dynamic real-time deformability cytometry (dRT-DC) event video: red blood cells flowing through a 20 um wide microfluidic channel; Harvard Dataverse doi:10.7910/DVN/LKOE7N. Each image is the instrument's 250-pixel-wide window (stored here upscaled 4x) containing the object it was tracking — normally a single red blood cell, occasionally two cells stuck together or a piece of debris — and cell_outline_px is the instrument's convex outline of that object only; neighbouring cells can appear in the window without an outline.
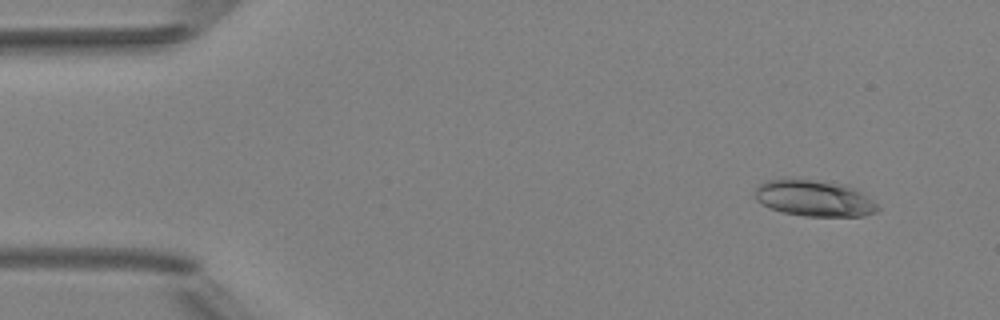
{"species": "Egyptian fruit bat (a non-hibernating species)", "species_latin": "Rousettus aegyptiacus", "temperature_condition": "room temperature", "stored_images_in_passage": 4, "camera_frame_rate_fps": 3000, "um_per_image_px": 0.085, "animal": {"sex": "female"}, "frame": {"image": 1, "passage_image": 1, "time_ms": 0.0, "image_size_px": [1000, 320], "cell_outline_px": [[880, 208], [876, 212], [864, 216], [804, 216], [784, 212], [772, 208], [756, 200], [752, 196], [756, 188], [760, 184], [768, 180], [812, 180], [848, 184], [856, 188], [872, 200]], "centroid_in_image_um": [69.24, 16.86], "position_along_channel_um": 15.8, "area_um2": 25.72}}
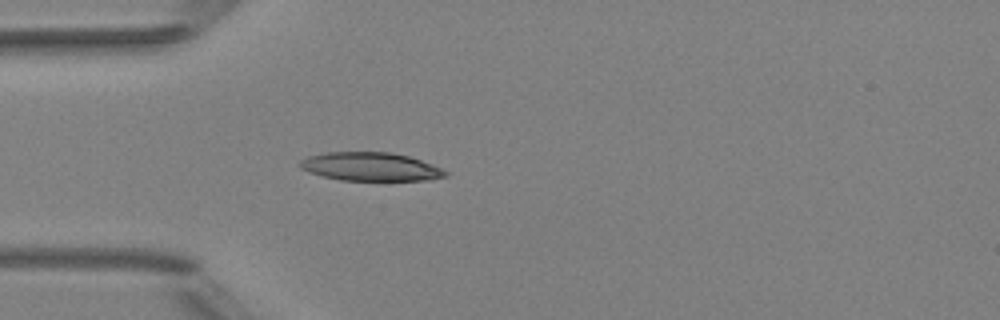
{"frame": {"image": 2, "passage_image": 4, "time_ms": 3.333, "image_size_px": [1000, 320], "cell_outline_px": [[448, 176], [432, 180], [340, 180], [324, 176], [300, 168], [300, 160], [308, 156], [328, 152], [388, 152], [408, 156], [432, 164], [448, 172]], "centroid_in_image_um": [31.53, 14.17], "position_along_channel_um": 53.5, "area_um2": 23.93}}